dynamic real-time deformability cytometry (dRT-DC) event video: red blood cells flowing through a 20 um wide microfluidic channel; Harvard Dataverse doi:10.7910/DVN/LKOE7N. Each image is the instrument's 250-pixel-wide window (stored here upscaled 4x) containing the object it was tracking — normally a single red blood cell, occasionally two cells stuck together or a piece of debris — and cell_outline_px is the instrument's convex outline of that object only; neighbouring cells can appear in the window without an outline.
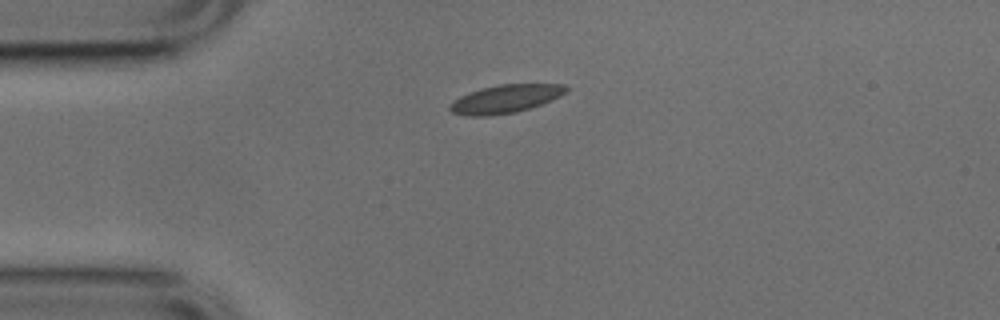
{"species": "common noctule bat (a hibernating species)", "species_latin": "Nyctalus noctula", "temperature_condition": "cold", "stored_images_in_passage": 31, "camera_frame_rate_fps": 3000, "um_per_image_px": 0.085, "animal": {"sex": "male", "body_mass_g": 17.9, "forearm_length_mm": 54.2}, "frame": {"image": 1, "passage_image": 1, "time_ms": 0.0, "image_size_px": [1000, 320], "cell_outline_px": [[568, 92], [552, 100], [516, 112], [488, 116], [468, 116], [452, 112], [448, 108], [448, 104], [460, 96], [484, 88], [500, 84], [564, 84], [568, 88]], "centroid_in_image_um": [42.97, 8.41], "position_along_channel_um": 42.0, "area_um2": 18.96}}
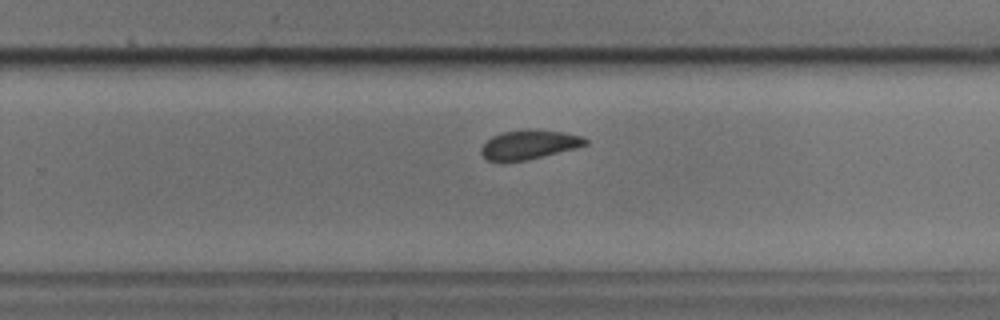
{"frame": {"image": 2, "passage_image": 22, "time_ms": 7.0, "image_size_px": [1000, 320], "cell_outline_px": [[588, 144], [576, 148], [524, 160], [504, 164], [500, 164], [488, 160], [480, 152], [480, 148], [492, 136], [504, 132], [528, 128], [532, 128], [564, 132], [580, 136], [588, 140]], "centroid_in_image_um": [44.93, 12.3], "position_along_channel_um": 284.9, "area_um2": 18.03}}
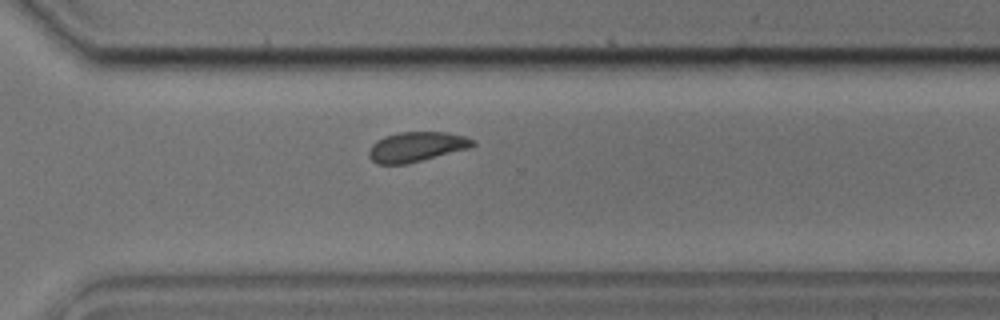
{"frame": {"image": 3, "passage_image": 26, "time_ms": 8.333, "image_size_px": [1000, 320], "cell_outline_px": [[476, 144], [472, 148], [408, 164], [376, 164], [368, 156], [368, 152], [372, 144], [376, 140], [384, 136], [400, 132], [448, 132], [464, 136], [476, 140]], "centroid_in_image_um": [35.43, 12.48], "position_along_channel_um": 335.2, "area_um2": 18.44}, "authors_computed_cell_mechanics": {"area_um2": 18.6694, "velocity_mm_per_s": 3.7757, "shape_relaxation_time_tau1_ms": 3.0139, "shape_relaxation_time_tau2_ms": 1.5885, "deformation_change_tau1": 0.0581, "deformation_change_tau2": 0.0438}}